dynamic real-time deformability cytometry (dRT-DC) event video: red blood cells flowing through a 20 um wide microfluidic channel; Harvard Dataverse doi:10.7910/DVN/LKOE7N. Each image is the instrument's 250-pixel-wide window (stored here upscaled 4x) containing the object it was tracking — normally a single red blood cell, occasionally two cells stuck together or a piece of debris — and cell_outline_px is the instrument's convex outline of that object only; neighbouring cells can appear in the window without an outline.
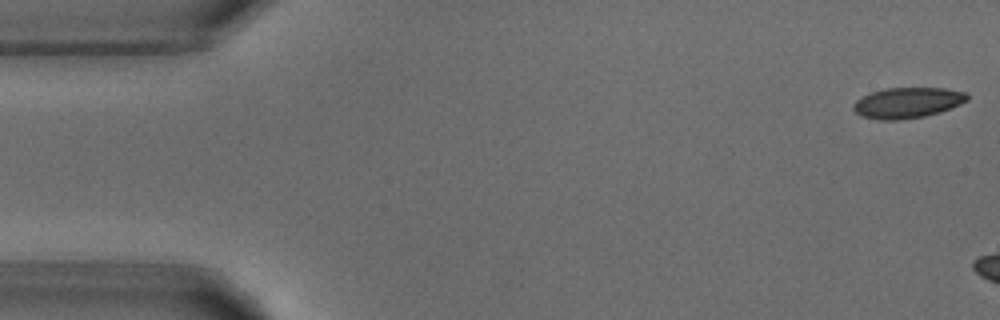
{"species": "common noctule bat (a hibernating species)", "species_latin": "Nyctalus noctula", "temperature_condition": "warm", "stored_images_in_passage": 7, "camera_frame_rate_fps": 3000, "um_per_image_px": 0.085, "animal": {"sex": "male", "body_mass_g": 18.8}, "frame": {"image": 1, "passage_image": 1, "time_ms": 0.0, "image_size_px": [1000, 320], "cell_outline_px": [[968, 100], [960, 104], [940, 112], [924, 116], [900, 120], [880, 120], [864, 116], [856, 112], [852, 108], [852, 104], [856, 100], [872, 92], [884, 88], [944, 88], [968, 92]], "centroid_in_image_um": [77.15, 8.73], "position_along_channel_um": 7.8, "area_um2": 20.29}}